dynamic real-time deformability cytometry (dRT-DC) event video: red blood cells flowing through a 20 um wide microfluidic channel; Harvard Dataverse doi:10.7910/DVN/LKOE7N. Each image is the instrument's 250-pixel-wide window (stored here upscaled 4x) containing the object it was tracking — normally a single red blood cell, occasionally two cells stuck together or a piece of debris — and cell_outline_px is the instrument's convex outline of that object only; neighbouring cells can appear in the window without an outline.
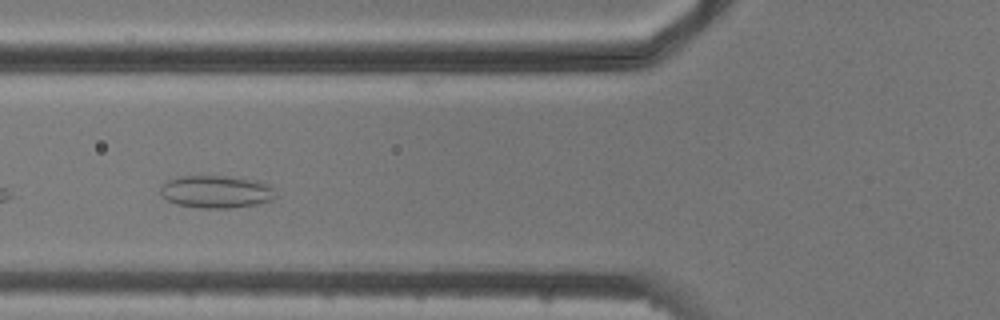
{"species": "common noctule bat (a hibernating species)", "species_latin": "Nyctalus noctula", "temperature_condition": "cold", "stored_images_in_passage": 5, "camera_frame_rate_fps": 3000, "um_per_image_px": 0.085, "animal": {"sex": "male", "body_mass_g": 20.5, "forearm_length_mm": 52.5}, "frame": {"image": 1, "passage_image": 3, "time_ms": 3.333, "image_size_px": [1000, 320], "cell_outline_px": [[276, 196], [272, 200], [260, 204], [228, 208], [200, 208], [176, 204], [168, 200], [160, 192], [160, 188], [168, 180], [180, 176], [240, 176], [256, 180], [268, 184], [272, 188]], "centroid_in_image_um": [18.42, 16.29], "position_along_channel_um": 107.4, "area_um2": 22.02}}